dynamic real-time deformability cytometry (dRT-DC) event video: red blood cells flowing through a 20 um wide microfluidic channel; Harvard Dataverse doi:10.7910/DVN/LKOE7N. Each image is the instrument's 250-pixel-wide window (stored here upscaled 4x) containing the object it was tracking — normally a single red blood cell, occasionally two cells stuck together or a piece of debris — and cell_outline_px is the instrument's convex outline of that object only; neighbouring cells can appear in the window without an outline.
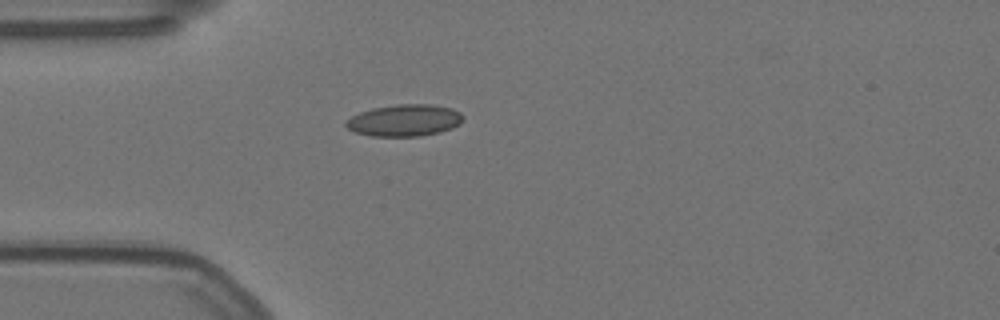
{"species": "Egyptian fruit bat (a non-hibernating species)", "species_latin": "Rousettus aegyptiacus", "temperature_condition": "warm", "stored_images_in_passage": 9, "camera_frame_rate_fps": 3000, "um_per_image_px": 0.085, "animal": {"sex": "female"}, "frame": {"image": 1, "passage_image": 1, "time_ms": 0.0, "image_size_px": [1000, 320], "cell_outline_px": [[464, 120], [460, 124], [452, 128], [440, 132], [420, 136], [372, 136], [356, 132], [348, 128], [344, 124], [352, 116], [360, 112], [372, 108], [396, 104], [432, 104], [452, 108], [460, 112], [464, 116]], "centroid_in_image_um": [34.43, 10.22], "position_along_channel_um": 50.6, "area_um2": 21.79}}
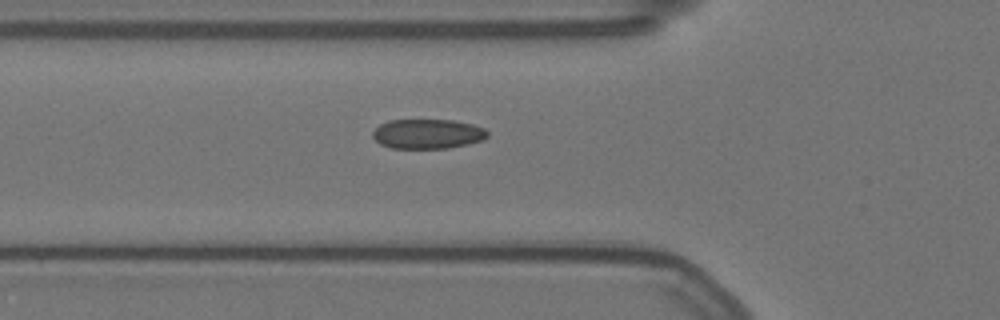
{"frame": {"image": 2, "passage_image": 5, "time_ms": 1.333, "image_size_px": [1000, 320], "cell_outline_px": [[488, 136], [484, 140], [468, 144], [448, 148], [392, 148], [380, 144], [372, 136], [372, 132], [380, 124], [388, 120], [452, 120], [472, 124], [484, 128], [488, 132]], "centroid_in_image_um": [36.36, 11.38], "position_along_channel_um": 89.4, "area_um2": 19.88}}
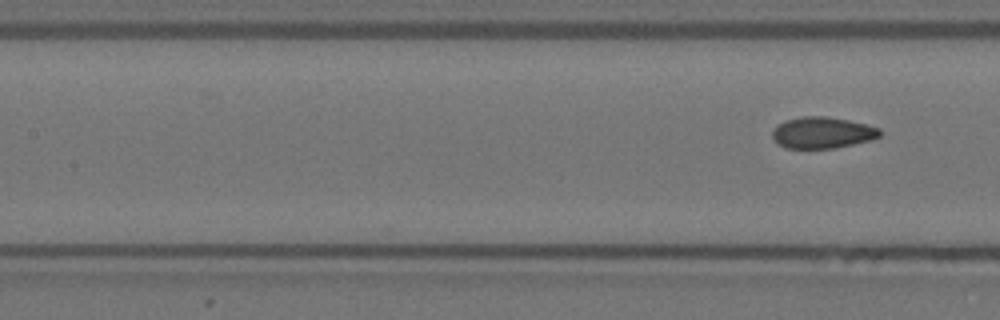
{"frame": {"image": 3, "passage_image": 9, "time_ms": 2.667, "image_size_px": [1000, 320], "cell_outline_px": [[884, 132], [880, 136], [872, 140], [836, 148], [788, 148], [776, 144], [772, 140], [772, 128], [776, 124], [784, 120], [804, 116], [824, 116], [848, 120], [868, 124], [880, 128]], "centroid_in_image_um": [69.89, 11.27], "position_along_channel_um": 137.5, "area_um2": 20.11}}